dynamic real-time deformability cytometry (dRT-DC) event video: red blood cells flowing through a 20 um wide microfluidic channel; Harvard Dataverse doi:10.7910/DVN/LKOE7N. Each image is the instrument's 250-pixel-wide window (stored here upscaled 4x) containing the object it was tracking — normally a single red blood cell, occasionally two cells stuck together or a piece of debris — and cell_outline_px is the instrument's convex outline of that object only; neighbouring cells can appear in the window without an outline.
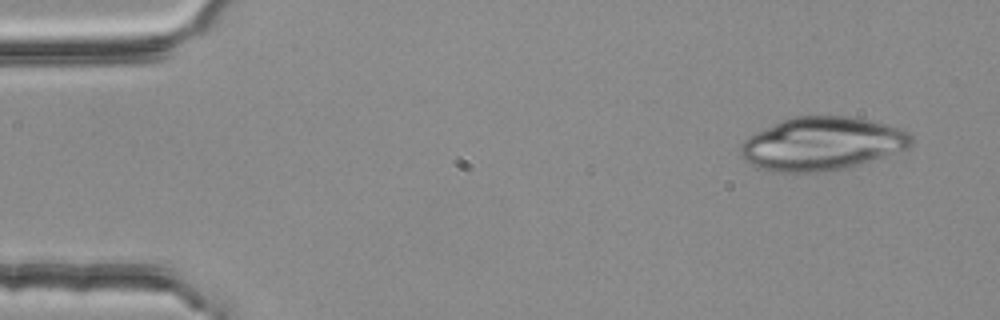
{"species": "common noctule bat (a hibernating species)", "species_latin": "Nyctalus noctula", "temperature_condition": "room temperature", "stored_images_in_passage": 2, "camera_frame_rate_fps": 3000, "um_per_image_px": 0.085, "animal": {"sex": "female", "body_mass_g": 25.1}, "frame": {"image": 1, "passage_image": 1, "time_ms": 0.0, "image_size_px": [1000, 320], "cell_outline_px": [[912, 144], [908, 148], [884, 156], [844, 168], [828, 172], [776, 172], [756, 168], [740, 152], [740, 144], [748, 136], [756, 132], [792, 116], [852, 116], [900, 128], [908, 132], [912, 136]], "centroid_in_image_um": [69.86, 12.22], "position_along_channel_um": 15.1, "area_um2": 52.66}}